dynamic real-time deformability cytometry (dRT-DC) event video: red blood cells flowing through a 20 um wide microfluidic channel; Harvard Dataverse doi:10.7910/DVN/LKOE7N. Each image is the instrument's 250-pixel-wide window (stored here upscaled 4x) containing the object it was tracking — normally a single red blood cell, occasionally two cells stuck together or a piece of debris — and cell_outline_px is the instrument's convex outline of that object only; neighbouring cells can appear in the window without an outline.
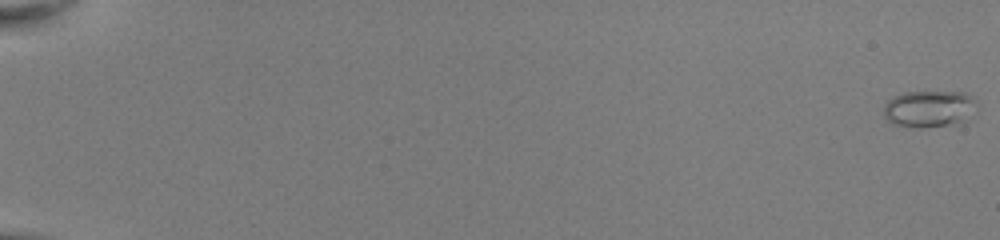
{"species": "common noctule bat (a hibernating species)", "species_latin": "Nyctalus noctula", "temperature_condition": "room temperature", "stored_images_in_passage": 53, "camera_frame_rate_fps": 3000, "um_per_image_px": 0.085, "animal": {"sex": "female", "body_mass_g": 22.0, "forearm_length_mm": 56.7}, "frame": {"image": 1, "passage_image": 1, "time_ms": 0.0, "image_size_px": [1000, 240], "cell_outline_px": [[976, 112], [968, 120], [948, 124], [920, 128], [892, 124], [884, 116], [884, 104], [888, 100], [904, 92], [964, 92], [972, 96], [976, 100]], "centroid_in_image_um": [79.01, 9.24], "position_along_channel_um": 6.0, "area_um2": 20.06}}
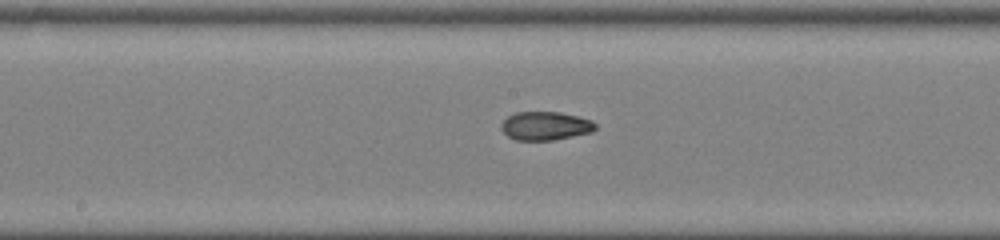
{"frame": {"image": 2, "passage_image": 31, "time_ms": 10.0, "image_size_px": [1000, 240], "cell_outline_px": [[596, 128], [592, 132], [552, 140], [516, 140], [508, 136], [500, 128], [500, 124], [508, 116], [516, 112], [560, 112], [592, 120], [596, 124]], "centroid_in_image_um": [46.35, 10.7], "position_along_channel_um": 201.9, "area_um2": 15.61}}
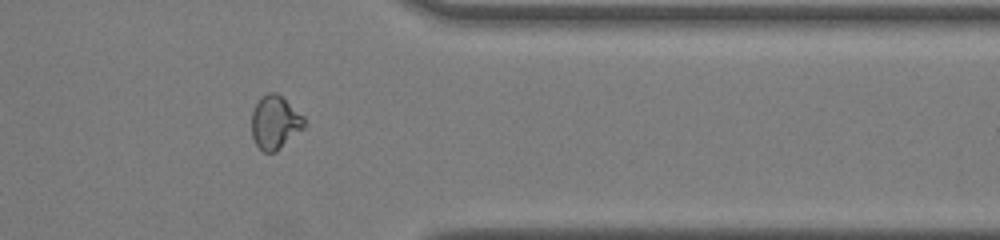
{"frame": {"image": 3, "passage_image": 45, "time_ms": 14.667, "image_size_px": [1000, 240], "cell_outline_px": [[308, 124], [304, 128], [276, 152], [264, 152], [256, 144], [252, 136], [252, 112], [256, 104], [268, 92], [276, 92], [304, 116]], "centroid_in_image_um": [23.41, 10.42], "position_along_channel_um": 388.0, "area_um2": 16.3}, "authors_computed_cell_mechanics": {"area_um2": 16.184, "velocity_mm_per_s": 4.0924, "shape_relaxation_time_tau1_ms": null, "shape_relaxation_time_tau2_ms": 1.552, "deformation_change_tau1": null, "deformation_change_tau2": 0.0684}}